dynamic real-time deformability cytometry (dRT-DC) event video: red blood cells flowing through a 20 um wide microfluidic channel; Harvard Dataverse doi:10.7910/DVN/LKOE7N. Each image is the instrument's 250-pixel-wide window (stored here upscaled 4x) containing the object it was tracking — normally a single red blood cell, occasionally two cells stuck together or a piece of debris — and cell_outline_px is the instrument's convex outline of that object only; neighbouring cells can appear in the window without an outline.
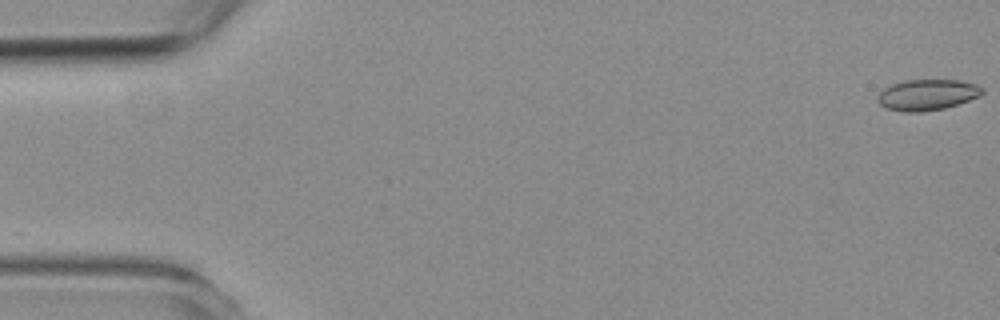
{"species": "common noctule bat (a hibernating species)", "species_latin": "Nyctalus noctula", "temperature_condition": "room temperature", "stored_images_in_passage": 45, "camera_frame_rate_fps": 3000, "um_per_image_px": 0.085, "animal": {"sex": "female", "body_mass_g": 19.3, "forearm_length_mm": 54.1}, "frame": {"image": 1, "passage_image": 1, "time_ms": 0.0, "image_size_px": [1000, 320], "cell_outline_px": [[984, 92], [980, 96], [944, 108], [920, 112], [904, 112], [888, 108], [880, 104], [876, 100], [876, 96], [884, 88], [892, 84], [904, 80], [960, 80], [976, 84], [984, 88]], "centroid_in_image_um": [78.81, 8.05], "position_along_channel_um": 6.2, "area_um2": 18.84}}
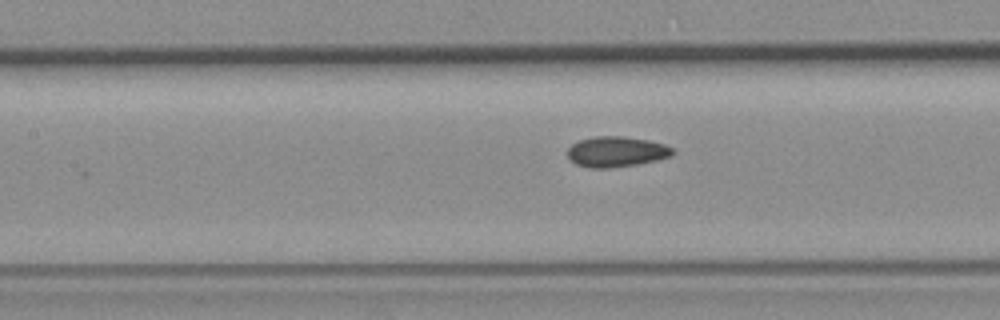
{"frame": {"image": 2, "passage_image": 26, "time_ms": 8.333, "image_size_px": [1000, 320], "cell_outline_px": [[676, 152], [672, 156], [656, 160], [636, 164], [608, 168], [588, 168], [576, 164], [568, 156], [568, 148], [572, 144], [580, 140], [596, 136], [624, 136], [648, 140], [664, 144], [672, 148]], "centroid_in_image_um": [52.41, 12.89], "position_along_channel_um": 155.0, "area_um2": 18.61}}
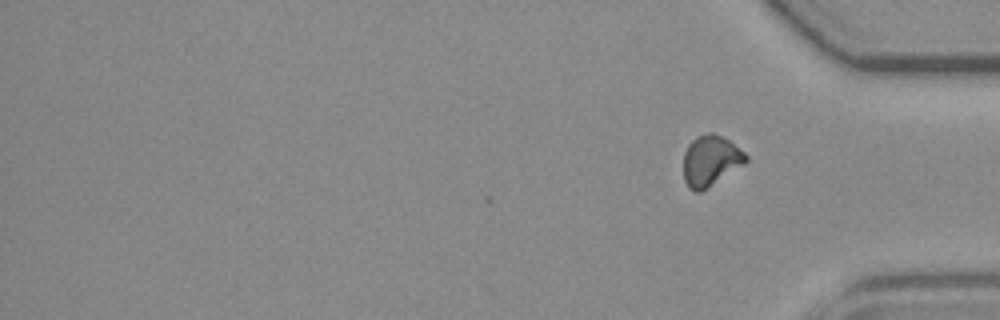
{"frame": {"image": 3, "passage_image": 45, "time_ms": 14.667, "image_size_px": [1000, 320], "cell_outline_px": [[748, 160], [744, 164], [700, 192], [696, 192], [688, 188], [684, 180], [684, 152], [688, 144], [696, 136], [708, 132], [712, 132], [728, 140], [744, 152], [748, 156]], "centroid_in_image_um": [60.38, 13.65], "position_along_channel_um": 374.8, "area_um2": 18.26}, "authors_computed_cell_mechanics": {"area_um2": 18.496, "velocity_mm_per_s": 3.5505, "shape_relaxation_time_tau1_ms": null, "shape_relaxation_time_tau2_ms": 1.9815, "deformation_change_tau1": null, "deformation_change_tau2": 0.0747}}